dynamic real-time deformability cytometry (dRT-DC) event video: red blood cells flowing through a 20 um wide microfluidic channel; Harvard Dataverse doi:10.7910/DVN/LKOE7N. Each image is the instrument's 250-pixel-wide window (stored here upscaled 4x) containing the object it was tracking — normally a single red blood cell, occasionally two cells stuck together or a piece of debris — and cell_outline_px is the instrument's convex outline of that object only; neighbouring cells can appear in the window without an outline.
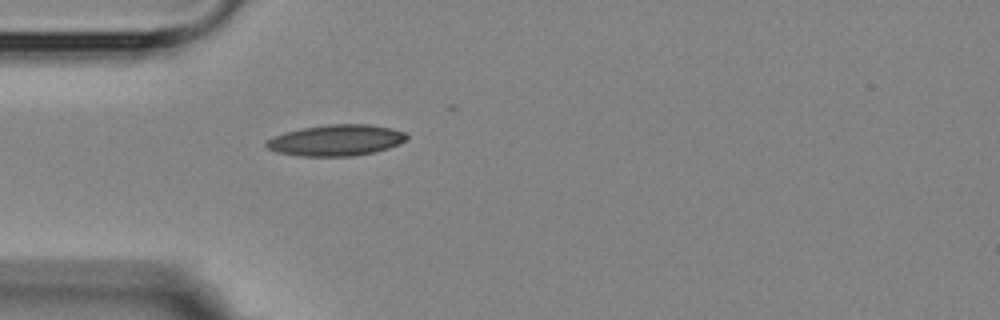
{"species": "Egyptian fruit bat (a non-hibernating species)", "species_latin": "Rousettus aegyptiacus", "temperature_condition": "room temperature", "stored_images_in_passage": 1, "camera_frame_rate_fps": 3000, "um_per_image_px": 0.085, "animal": {"sex": "female"}, "frame": {"image": 1, "passage_image": 1, "time_ms": 0.0, "image_size_px": [1000, 320], "cell_outline_px": [[408, 140], [388, 148], [372, 152], [352, 156], [300, 156], [276, 152], [268, 148], [264, 144], [272, 136], [284, 132], [300, 128], [328, 124], [368, 124], [392, 128], [404, 132], [408, 136]], "centroid_in_image_um": [28.55, 11.91], "position_along_channel_um": 56.4, "area_um2": 25.55}}